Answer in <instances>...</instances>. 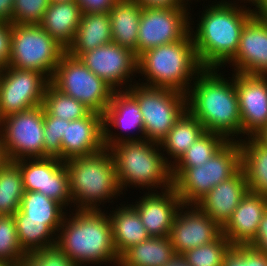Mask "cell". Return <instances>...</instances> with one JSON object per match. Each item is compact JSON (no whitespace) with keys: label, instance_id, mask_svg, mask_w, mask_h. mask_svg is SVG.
Instances as JSON below:
<instances>
[{"label":"cell","instance_id":"6da1fadb","mask_svg":"<svg viewBox=\"0 0 267 266\" xmlns=\"http://www.w3.org/2000/svg\"><path fill=\"white\" fill-rule=\"evenodd\" d=\"M236 1L216 0L209 7L204 6L206 10L199 15L195 32L190 27L202 68L220 69L235 57L243 27L254 15L251 7L246 8L243 4L242 7L237 4L241 0Z\"/></svg>","mask_w":267,"mask_h":266},{"label":"cell","instance_id":"7a4b0ae2","mask_svg":"<svg viewBox=\"0 0 267 266\" xmlns=\"http://www.w3.org/2000/svg\"><path fill=\"white\" fill-rule=\"evenodd\" d=\"M219 70L203 68L198 73L186 94L187 110L200 121L206 131L221 134L228 141H237L240 135L238 140H241V115L235 73L228 80Z\"/></svg>","mask_w":267,"mask_h":266},{"label":"cell","instance_id":"3957f363","mask_svg":"<svg viewBox=\"0 0 267 266\" xmlns=\"http://www.w3.org/2000/svg\"><path fill=\"white\" fill-rule=\"evenodd\" d=\"M103 210L73 209L63 219L56 245L78 266H118L120 257L113 243L111 223Z\"/></svg>","mask_w":267,"mask_h":266},{"label":"cell","instance_id":"277c9868","mask_svg":"<svg viewBox=\"0 0 267 266\" xmlns=\"http://www.w3.org/2000/svg\"><path fill=\"white\" fill-rule=\"evenodd\" d=\"M202 69L189 33L180 41L160 45L142 53L138 57V73L145 78V82L139 81L138 84L187 94L192 81Z\"/></svg>","mask_w":267,"mask_h":266},{"label":"cell","instance_id":"5b68a950","mask_svg":"<svg viewBox=\"0 0 267 266\" xmlns=\"http://www.w3.org/2000/svg\"><path fill=\"white\" fill-rule=\"evenodd\" d=\"M109 150L122 192L127 190V186L143 188L142 191H157V188L162 191L173 187L172 166L161 152L159 143L145 139L126 141L111 146Z\"/></svg>","mask_w":267,"mask_h":266},{"label":"cell","instance_id":"8992f818","mask_svg":"<svg viewBox=\"0 0 267 266\" xmlns=\"http://www.w3.org/2000/svg\"><path fill=\"white\" fill-rule=\"evenodd\" d=\"M64 163L69 175V191L74 205L72 207L76 206L74 209L102 210L100 205L112 203L116 196L123 194L109 149L70 158Z\"/></svg>","mask_w":267,"mask_h":266},{"label":"cell","instance_id":"52a82bcc","mask_svg":"<svg viewBox=\"0 0 267 266\" xmlns=\"http://www.w3.org/2000/svg\"><path fill=\"white\" fill-rule=\"evenodd\" d=\"M241 168L239 141H228L201 167H172L173 187L182 204H197Z\"/></svg>","mask_w":267,"mask_h":266},{"label":"cell","instance_id":"ba28073f","mask_svg":"<svg viewBox=\"0 0 267 266\" xmlns=\"http://www.w3.org/2000/svg\"><path fill=\"white\" fill-rule=\"evenodd\" d=\"M65 53L66 48L51 37L40 24H12L8 66L36 70L51 80Z\"/></svg>","mask_w":267,"mask_h":266},{"label":"cell","instance_id":"9c48e42d","mask_svg":"<svg viewBox=\"0 0 267 266\" xmlns=\"http://www.w3.org/2000/svg\"><path fill=\"white\" fill-rule=\"evenodd\" d=\"M135 83V84H134ZM127 91L137 100L143 117L144 139L160 143L187 110L186 94L167 88H153L134 81Z\"/></svg>","mask_w":267,"mask_h":266},{"label":"cell","instance_id":"30bf717a","mask_svg":"<svg viewBox=\"0 0 267 266\" xmlns=\"http://www.w3.org/2000/svg\"><path fill=\"white\" fill-rule=\"evenodd\" d=\"M50 83L63 94L83 103L91 112L104 115L115 91L86 67L79 58L65 53Z\"/></svg>","mask_w":267,"mask_h":266},{"label":"cell","instance_id":"8fae6325","mask_svg":"<svg viewBox=\"0 0 267 266\" xmlns=\"http://www.w3.org/2000/svg\"><path fill=\"white\" fill-rule=\"evenodd\" d=\"M43 132V105L2 118L0 139L8 161L44 158Z\"/></svg>","mask_w":267,"mask_h":266},{"label":"cell","instance_id":"7c38bea8","mask_svg":"<svg viewBox=\"0 0 267 266\" xmlns=\"http://www.w3.org/2000/svg\"><path fill=\"white\" fill-rule=\"evenodd\" d=\"M50 80L36 70L10 66L0 69V120L43 105Z\"/></svg>","mask_w":267,"mask_h":266},{"label":"cell","instance_id":"4fadbf2b","mask_svg":"<svg viewBox=\"0 0 267 266\" xmlns=\"http://www.w3.org/2000/svg\"><path fill=\"white\" fill-rule=\"evenodd\" d=\"M189 11L187 7L142 8L137 57L149 49L184 39L193 25Z\"/></svg>","mask_w":267,"mask_h":266},{"label":"cell","instance_id":"5bb4252c","mask_svg":"<svg viewBox=\"0 0 267 266\" xmlns=\"http://www.w3.org/2000/svg\"><path fill=\"white\" fill-rule=\"evenodd\" d=\"M20 169L24 190L40 192L71 209L69 175L63 160L54 157L23 159L14 162ZM70 204V205H69Z\"/></svg>","mask_w":267,"mask_h":266},{"label":"cell","instance_id":"9a60e30c","mask_svg":"<svg viewBox=\"0 0 267 266\" xmlns=\"http://www.w3.org/2000/svg\"><path fill=\"white\" fill-rule=\"evenodd\" d=\"M78 58L115 91H120L123 88V90H127L132 85L134 76L138 74L136 54L113 42L83 52Z\"/></svg>","mask_w":267,"mask_h":266},{"label":"cell","instance_id":"2e32d148","mask_svg":"<svg viewBox=\"0 0 267 266\" xmlns=\"http://www.w3.org/2000/svg\"><path fill=\"white\" fill-rule=\"evenodd\" d=\"M221 234L222 228L196 204H182L169 237L175 254L180 256L187 250L215 241Z\"/></svg>","mask_w":267,"mask_h":266},{"label":"cell","instance_id":"e0dca14e","mask_svg":"<svg viewBox=\"0 0 267 266\" xmlns=\"http://www.w3.org/2000/svg\"><path fill=\"white\" fill-rule=\"evenodd\" d=\"M103 126L106 149L121 142L144 140L143 117L138 102L127 90L113 92L111 101L103 115ZM113 127L114 129H111ZM115 129L120 130V132L117 134L111 131H115ZM130 130L135 131L136 136L135 133L130 135ZM122 132L127 133L123 134ZM138 133L141 134L138 135Z\"/></svg>","mask_w":267,"mask_h":266},{"label":"cell","instance_id":"ac0fdd59","mask_svg":"<svg viewBox=\"0 0 267 266\" xmlns=\"http://www.w3.org/2000/svg\"><path fill=\"white\" fill-rule=\"evenodd\" d=\"M241 115V140L254 137L267 124V75L235 73Z\"/></svg>","mask_w":267,"mask_h":266},{"label":"cell","instance_id":"d6986e66","mask_svg":"<svg viewBox=\"0 0 267 266\" xmlns=\"http://www.w3.org/2000/svg\"><path fill=\"white\" fill-rule=\"evenodd\" d=\"M142 197V198H141ZM131 204L150 237H168L173 220L182 205L174 187L167 190L148 191Z\"/></svg>","mask_w":267,"mask_h":266},{"label":"cell","instance_id":"ffe728a7","mask_svg":"<svg viewBox=\"0 0 267 266\" xmlns=\"http://www.w3.org/2000/svg\"><path fill=\"white\" fill-rule=\"evenodd\" d=\"M234 73L267 75V23L253 15L244 25L235 57Z\"/></svg>","mask_w":267,"mask_h":266},{"label":"cell","instance_id":"44dd1931","mask_svg":"<svg viewBox=\"0 0 267 266\" xmlns=\"http://www.w3.org/2000/svg\"><path fill=\"white\" fill-rule=\"evenodd\" d=\"M61 146L63 161L103 150L105 148L103 115L90 111L83 118L66 121Z\"/></svg>","mask_w":267,"mask_h":266},{"label":"cell","instance_id":"7402d4cb","mask_svg":"<svg viewBox=\"0 0 267 266\" xmlns=\"http://www.w3.org/2000/svg\"><path fill=\"white\" fill-rule=\"evenodd\" d=\"M248 191L245 174L240 168L232 177L213 187L196 205L223 228Z\"/></svg>","mask_w":267,"mask_h":266},{"label":"cell","instance_id":"603a6c76","mask_svg":"<svg viewBox=\"0 0 267 266\" xmlns=\"http://www.w3.org/2000/svg\"><path fill=\"white\" fill-rule=\"evenodd\" d=\"M266 210L267 196L248 191L222 228V234L233 246L249 245L258 232Z\"/></svg>","mask_w":267,"mask_h":266},{"label":"cell","instance_id":"cb8c5ba5","mask_svg":"<svg viewBox=\"0 0 267 266\" xmlns=\"http://www.w3.org/2000/svg\"><path fill=\"white\" fill-rule=\"evenodd\" d=\"M83 13L77 2L52 1L45 11L41 27L63 47L73 41Z\"/></svg>","mask_w":267,"mask_h":266},{"label":"cell","instance_id":"d4e9b609","mask_svg":"<svg viewBox=\"0 0 267 266\" xmlns=\"http://www.w3.org/2000/svg\"><path fill=\"white\" fill-rule=\"evenodd\" d=\"M112 42L110 16L108 13L83 14L73 41L66 53L78 58L83 52L94 50Z\"/></svg>","mask_w":267,"mask_h":266},{"label":"cell","instance_id":"484cf974","mask_svg":"<svg viewBox=\"0 0 267 266\" xmlns=\"http://www.w3.org/2000/svg\"><path fill=\"white\" fill-rule=\"evenodd\" d=\"M119 205L118 209L113 208L114 211L107 214L111 223L113 243L120 257L126 250L147 240L150 236L131 203L127 202L126 206L122 203Z\"/></svg>","mask_w":267,"mask_h":266},{"label":"cell","instance_id":"4316f807","mask_svg":"<svg viewBox=\"0 0 267 266\" xmlns=\"http://www.w3.org/2000/svg\"><path fill=\"white\" fill-rule=\"evenodd\" d=\"M141 11L142 7L134 0H118L108 13L112 42L133 51L136 56Z\"/></svg>","mask_w":267,"mask_h":266},{"label":"cell","instance_id":"83f0119b","mask_svg":"<svg viewBox=\"0 0 267 266\" xmlns=\"http://www.w3.org/2000/svg\"><path fill=\"white\" fill-rule=\"evenodd\" d=\"M241 168L250 192L267 196V147L255 137L238 140Z\"/></svg>","mask_w":267,"mask_h":266},{"label":"cell","instance_id":"f1b7e54d","mask_svg":"<svg viewBox=\"0 0 267 266\" xmlns=\"http://www.w3.org/2000/svg\"><path fill=\"white\" fill-rule=\"evenodd\" d=\"M177 255L170 237H149L126 250L118 266H165Z\"/></svg>","mask_w":267,"mask_h":266},{"label":"cell","instance_id":"f546056e","mask_svg":"<svg viewBox=\"0 0 267 266\" xmlns=\"http://www.w3.org/2000/svg\"><path fill=\"white\" fill-rule=\"evenodd\" d=\"M205 132L206 130L200 121L186 110L169 130L167 136L159 143L161 149H164L163 154L168 155L167 162L171 166L175 164ZM170 158L171 160H169Z\"/></svg>","mask_w":267,"mask_h":266},{"label":"cell","instance_id":"4dcf8cb0","mask_svg":"<svg viewBox=\"0 0 267 266\" xmlns=\"http://www.w3.org/2000/svg\"><path fill=\"white\" fill-rule=\"evenodd\" d=\"M19 210L25 215V220L45 221L56 234L67 214L59 202L32 191L24 192Z\"/></svg>","mask_w":267,"mask_h":266},{"label":"cell","instance_id":"1f68e13d","mask_svg":"<svg viewBox=\"0 0 267 266\" xmlns=\"http://www.w3.org/2000/svg\"><path fill=\"white\" fill-rule=\"evenodd\" d=\"M13 218L19 243L26 254L56 245L57 234L45 221L25 220V215L20 210Z\"/></svg>","mask_w":267,"mask_h":266},{"label":"cell","instance_id":"d6a6232c","mask_svg":"<svg viewBox=\"0 0 267 266\" xmlns=\"http://www.w3.org/2000/svg\"><path fill=\"white\" fill-rule=\"evenodd\" d=\"M24 192L19 167L7 161L0 169V216L14 215L20 209Z\"/></svg>","mask_w":267,"mask_h":266},{"label":"cell","instance_id":"836d02e7","mask_svg":"<svg viewBox=\"0 0 267 266\" xmlns=\"http://www.w3.org/2000/svg\"><path fill=\"white\" fill-rule=\"evenodd\" d=\"M44 109L54 117L73 121L85 117L90 110L75 98L63 94L49 83L45 90Z\"/></svg>","mask_w":267,"mask_h":266},{"label":"cell","instance_id":"e575fe53","mask_svg":"<svg viewBox=\"0 0 267 266\" xmlns=\"http://www.w3.org/2000/svg\"><path fill=\"white\" fill-rule=\"evenodd\" d=\"M227 142L221 134L206 131L172 167H201Z\"/></svg>","mask_w":267,"mask_h":266},{"label":"cell","instance_id":"d590c367","mask_svg":"<svg viewBox=\"0 0 267 266\" xmlns=\"http://www.w3.org/2000/svg\"><path fill=\"white\" fill-rule=\"evenodd\" d=\"M233 245L221 234L215 241L185 251L180 257L189 266H222Z\"/></svg>","mask_w":267,"mask_h":266},{"label":"cell","instance_id":"8d00e7d4","mask_svg":"<svg viewBox=\"0 0 267 266\" xmlns=\"http://www.w3.org/2000/svg\"><path fill=\"white\" fill-rule=\"evenodd\" d=\"M25 255L18 240L13 215L0 216V260L18 265Z\"/></svg>","mask_w":267,"mask_h":266},{"label":"cell","instance_id":"74e56055","mask_svg":"<svg viewBox=\"0 0 267 266\" xmlns=\"http://www.w3.org/2000/svg\"><path fill=\"white\" fill-rule=\"evenodd\" d=\"M66 130V120L51 116L44 109V158L62 160L61 141Z\"/></svg>","mask_w":267,"mask_h":266},{"label":"cell","instance_id":"f35d334b","mask_svg":"<svg viewBox=\"0 0 267 266\" xmlns=\"http://www.w3.org/2000/svg\"><path fill=\"white\" fill-rule=\"evenodd\" d=\"M50 0H14L12 24H40Z\"/></svg>","mask_w":267,"mask_h":266},{"label":"cell","instance_id":"ab89813d","mask_svg":"<svg viewBox=\"0 0 267 266\" xmlns=\"http://www.w3.org/2000/svg\"><path fill=\"white\" fill-rule=\"evenodd\" d=\"M222 266H267V254L249 245L232 246Z\"/></svg>","mask_w":267,"mask_h":266},{"label":"cell","instance_id":"60d3db41","mask_svg":"<svg viewBox=\"0 0 267 266\" xmlns=\"http://www.w3.org/2000/svg\"><path fill=\"white\" fill-rule=\"evenodd\" d=\"M29 255L40 266H78L74 261H71L57 245L32 251Z\"/></svg>","mask_w":267,"mask_h":266},{"label":"cell","instance_id":"b9f144b4","mask_svg":"<svg viewBox=\"0 0 267 266\" xmlns=\"http://www.w3.org/2000/svg\"><path fill=\"white\" fill-rule=\"evenodd\" d=\"M12 39V24L0 22V69L9 64Z\"/></svg>","mask_w":267,"mask_h":266},{"label":"cell","instance_id":"7bdbcfd3","mask_svg":"<svg viewBox=\"0 0 267 266\" xmlns=\"http://www.w3.org/2000/svg\"><path fill=\"white\" fill-rule=\"evenodd\" d=\"M82 10L86 13H109L111 8L118 0H75Z\"/></svg>","mask_w":267,"mask_h":266},{"label":"cell","instance_id":"ee69618b","mask_svg":"<svg viewBox=\"0 0 267 266\" xmlns=\"http://www.w3.org/2000/svg\"><path fill=\"white\" fill-rule=\"evenodd\" d=\"M249 246L253 247L255 250L267 254V210L263 213L258 232Z\"/></svg>","mask_w":267,"mask_h":266},{"label":"cell","instance_id":"f6af8a7d","mask_svg":"<svg viewBox=\"0 0 267 266\" xmlns=\"http://www.w3.org/2000/svg\"><path fill=\"white\" fill-rule=\"evenodd\" d=\"M142 8L188 7L184 0H134Z\"/></svg>","mask_w":267,"mask_h":266},{"label":"cell","instance_id":"bcb514c9","mask_svg":"<svg viewBox=\"0 0 267 266\" xmlns=\"http://www.w3.org/2000/svg\"><path fill=\"white\" fill-rule=\"evenodd\" d=\"M14 0H0V22L12 24Z\"/></svg>","mask_w":267,"mask_h":266},{"label":"cell","instance_id":"7dc6e473","mask_svg":"<svg viewBox=\"0 0 267 266\" xmlns=\"http://www.w3.org/2000/svg\"><path fill=\"white\" fill-rule=\"evenodd\" d=\"M254 15L261 21L267 23V0H261L253 7Z\"/></svg>","mask_w":267,"mask_h":266},{"label":"cell","instance_id":"c3c4849f","mask_svg":"<svg viewBox=\"0 0 267 266\" xmlns=\"http://www.w3.org/2000/svg\"><path fill=\"white\" fill-rule=\"evenodd\" d=\"M254 137L267 147V124Z\"/></svg>","mask_w":267,"mask_h":266},{"label":"cell","instance_id":"681fc988","mask_svg":"<svg viewBox=\"0 0 267 266\" xmlns=\"http://www.w3.org/2000/svg\"><path fill=\"white\" fill-rule=\"evenodd\" d=\"M17 266H40L29 254L22 258Z\"/></svg>","mask_w":267,"mask_h":266},{"label":"cell","instance_id":"f907efd6","mask_svg":"<svg viewBox=\"0 0 267 266\" xmlns=\"http://www.w3.org/2000/svg\"><path fill=\"white\" fill-rule=\"evenodd\" d=\"M165 266H189L180 256H176Z\"/></svg>","mask_w":267,"mask_h":266},{"label":"cell","instance_id":"816d5d0a","mask_svg":"<svg viewBox=\"0 0 267 266\" xmlns=\"http://www.w3.org/2000/svg\"><path fill=\"white\" fill-rule=\"evenodd\" d=\"M8 159L5 156L4 148L2 147V142L0 139V169L6 164Z\"/></svg>","mask_w":267,"mask_h":266},{"label":"cell","instance_id":"f5cc1de1","mask_svg":"<svg viewBox=\"0 0 267 266\" xmlns=\"http://www.w3.org/2000/svg\"><path fill=\"white\" fill-rule=\"evenodd\" d=\"M261 0H242L241 2L244 4L249 3L250 6H256Z\"/></svg>","mask_w":267,"mask_h":266},{"label":"cell","instance_id":"db71d44e","mask_svg":"<svg viewBox=\"0 0 267 266\" xmlns=\"http://www.w3.org/2000/svg\"><path fill=\"white\" fill-rule=\"evenodd\" d=\"M0 266H17V265L14 263L0 260Z\"/></svg>","mask_w":267,"mask_h":266},{"label":"cell","instance_id":"11a10c76","mask_svg":"<svg viewBox=\"0 0 267 266\" xmlns=\"http://www.w3.org/2000/svg\"><path fill=\"white\" fill-rule=\"evenodd\" d=\"M52 1H74V0H50V2Z\"/></svg>","mask_w":267,"mask_h":266},{"label":"cell","instance_id":"9f6ffc18","mask_svg":"<svg viewBox=\"0 0 267 266\" xmlns=\"http://www.w3.org/2000/svg\"><path fill=\"white\" fill-rule=\"evenodd\" d=\"M188 1L189 0H184V2L188 5L190 2H191V0L189 1V3H188ZM196 1V0H195ZM198 1V0H197Z\"/></svg>","mask_w":267,"mask_h":266}]
</instances>
